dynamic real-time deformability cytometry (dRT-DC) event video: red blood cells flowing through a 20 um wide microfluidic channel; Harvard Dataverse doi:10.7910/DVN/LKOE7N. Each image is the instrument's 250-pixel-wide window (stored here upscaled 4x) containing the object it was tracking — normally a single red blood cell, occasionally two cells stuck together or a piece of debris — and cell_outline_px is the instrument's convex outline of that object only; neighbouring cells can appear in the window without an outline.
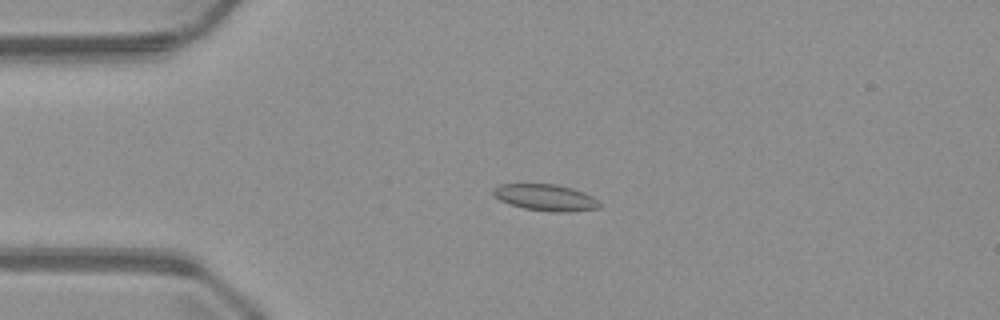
{"species": "common noctule bat (a hibernating species)", "species_latin": "Nyctalus noctula", "temperature_condition": "warm", "stored_images_in_passage": 47, "camera_frame_rate_fps": 3000, "um_per_image_px": 0.085, "animal": {"sex": "male", "body_mass_g": 23.1, "forearm_length_mm": 52.7}, "frame": {"image": 1, "passage_image": 8, "time_ms": 2.333, "image_size_px": [1000, 320], "cell_outline_px": [[600, 208], [568, 212], [552, 212], [524, 208], [500, 200], [492, 192], [492, 188], [500, 184], [556, 184], [572, 188], [584, 192], [592, 196], [600, 204]], "centroid_in_image_um": [46.38, 16.78], "position_along_channel_um": 38.6, "area_um2": 16.3}}
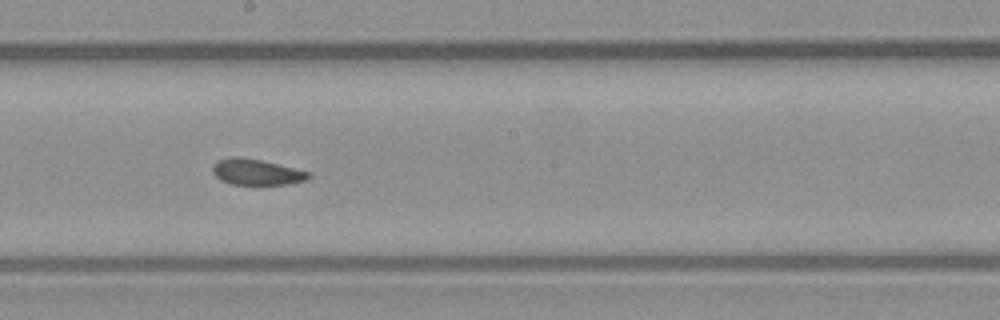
{"frame": {"image": 2, "passage_image": 24, "time_ms": 7.667, "image_size_px": [1000, 320], "cell_outline_px": [[312, 176], [304, 180], [288, 184], [256, 188], [232, 184], [220, 180], [212, 172], [212, 164], [216, 160], [232, 156], [236, 156], [260, 160], [308, 172]], "centroid_in_image_um": [21.73, 14.68], "position_along_channel_um": 226.5, "area_um2": 15.09}}
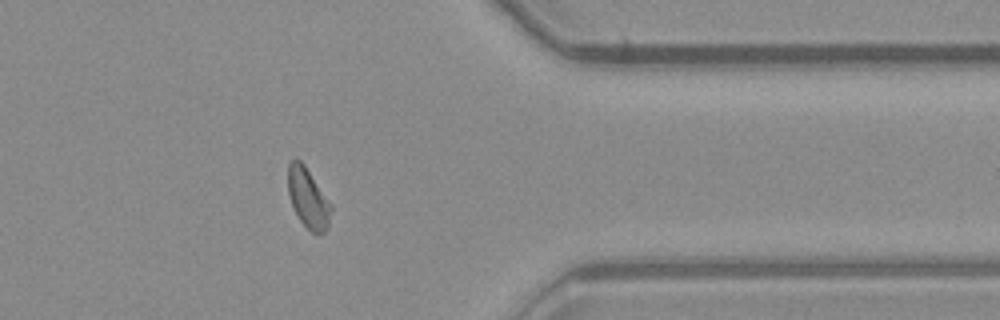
{"frame": {"image": 3, "passage_image": 37, "time_ms": 12.0, "image_size_px": [1000, 320], "cell_outline_px": [[332, 208], [328, 224], [324, 232], [312, 232], [300, 220], [292, 204], [288, 192], [288, 164], [292, 160], [300, 160], [304, 164], [332, 204]], "centroid_in_image_um": [26.19, 16.81], "position_along_channel_um": 385.2, "area_um2": 14.68}}